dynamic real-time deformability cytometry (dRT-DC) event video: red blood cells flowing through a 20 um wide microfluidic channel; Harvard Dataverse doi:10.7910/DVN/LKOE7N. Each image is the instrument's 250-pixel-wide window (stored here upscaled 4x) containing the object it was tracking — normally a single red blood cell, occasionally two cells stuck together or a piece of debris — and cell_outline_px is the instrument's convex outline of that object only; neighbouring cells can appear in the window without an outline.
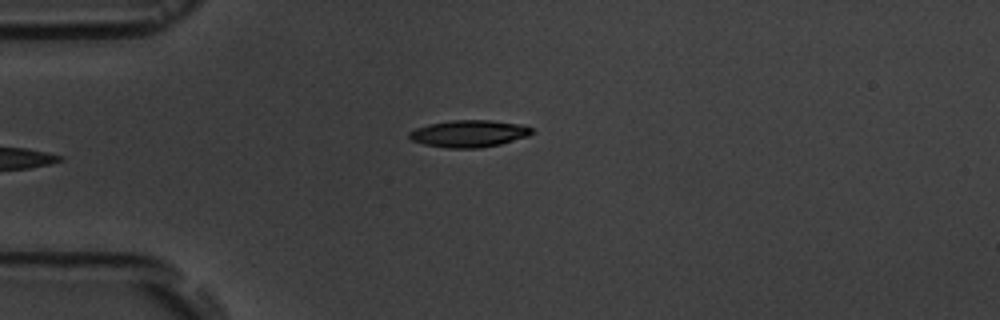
{"species": "common noctule bat (a hibernating species)", "species_latin": "Nyctalus noctula", "temperature_condition": "room temperature", "stored_images_in_passage": 4, "camera_frame_rate_fps": 3000, "um_per_image_px": 0.085, "animal": {"sex": "male", "body_mass_g": 19.5, "forearm_length_mm": 54.6}, "frame": {"image": 1, "passage_image": 4, "time_ms": 4.0, "image_size_px": [1000, 320], "cell_outline_px": [[536, 132], [528, 136], [500, 144], [480, 148], [448, 148], [424, 144], [412, 140], [408, 136], [408, 132], [416, 128], [428, 124], [452, 120], [492, 120], [524, 124], [532, 128]], "centroid_in_image_um": [39.9, 11.35], "position_along_channel_um": 45.1, "area_um2": 19.48}}